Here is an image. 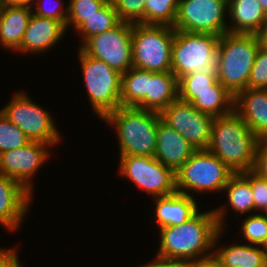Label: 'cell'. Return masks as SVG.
Returning <instances> with one entry per match:
<instances>
[{"mask_svg":"<svg viewBox=\"0 0 267 267\" xmlns=\"http://www.w3.org/2000/svg\"><path fill=\"white\" fill-rule=\"evenodd\" d=\"M66 27L55 19L43 18L32 13L17 52L41 53L52 49L59 42L64 34Z\"/></svg>","mask_w":267,"mask_h":267,"instance_id":"cell-16","label":"cell"},{"mask_svg":"<svg viewBox=\"0 0 267 267\" xmlns=\"http://www.w3.org/2000/svg\"><path fill=\"white\" fill-rule=\"evenodd\" d=\"M48 144L30 141L25 146L0 154V173L20 183L33 195L32 178L46 163L50 154Z\"/></svg>","mask_w":267,"mask_h":267,"instance_id":"cell-14","label":"cell"},{"mask_svg":"<svg viewBox=\"0 0 267 267\" xmlns=\"http://www.w3.org/2000/svg\"><path fill=\"white\" fill-rule=\"evenodd\" d=\"M234 111L258 138H267V89L247 88L234 100Z\"/></svg>","mask_w":267,"mask_h":267,"instance_id":"cell-18","label":"cell"},{"mask_svg":"<svg viewBox=\"0 0 267 267\" xmlns=\"http://www.w3.org/2000/svg\"><path fill=\"white\" fill-rule=\"evenodd\" d=\"M248 88L267 89V46L262 44L255 57L248 80Z\"/></svg>","mask_w":267,"mask_h":267,"instance_id":"cell-34","label":"cell"},{"mask_svg":"<svg viewBox=\"0 0 267 267\" xmlns=\"http://www.w3.org/2000/svg\"><path fill=\"white\" fill-rule=\"evenodd\" d=\"M261 7L264 9V11L267 13V0H258Z\"/></svg>","mask_w":267,"mask_h":267,"instance_id":"cell-43","label":"cell"},{"mask_svg":"<svg viewBox=\"0 0 267 267\" xmlns=\"http://www.w3.org/2000/svg\"><path fill=\"white\" fill-rule=\"evenodd\" d=\"M253 171L267 180V138L258 140Z\"/></svg>","mask_w":267,"mask_h":267,"instance_id":"cell-37","label":"cell"},{"mask_svg":"<svg viewBox=\"0 0 267 267\" xmlns=\"http://www.w3.org/2000/svg\"><path fill=\"white\" fill-rule=\"evenodd\" d=\"M217 81L216 71L194 72L182 76L178 80V99L192 103L198 94L214 91V84Z\"/></svg>","mask_w":267,"mask_h":267,"instance_id":"cell-27","label":"cell"},{"mask_svg":"<svg viewBox=\"0 0 267 267\" xmlns=\"http://www.w3.org/2000/svg\"><path fill=\"white\" fill-rule=\"evenodd\" d=\"M250 185L254 199V210L267 213V180L250 170Z\"/></svg>","mask_w":267,"mask_h":267,"instance_id":"cell-36","label":"cell"},{"mask_svg":"<svg viewBox=\"0 0 267 267\" xmlns=\"http://www.w3.org/2000/svg\"><path fill=\"white\" fill-rule=\"evenodd\" d=\"M160 119L155 111L120 106L102 120L116 130L119 156L154 157Z\"/></svg>","mask_w":267,"mask_h":267,"instance_id":"cell-4","label":"cell"},{"mask_svg":"<svg viewBox=\"0 0 267 267\" xmlns=\"http://www.w3.org/2000/svg\"><path fill=\"white\" fill-rule=\"evenodd\" d=\"M159 114L161 120L181 134L195 150H208L213 116L180 99L170 103Z\"/></svg>","mask_w":267,"mask_h":267,"instance_id":"cell-13","label":"cell"},{"mask_svg":"<svg viewBox=\"0 0 267 267\" xmlns=\"http://www.w3.org/2000/svg\"><path fill=\"white\" fill-rule=\"evenodd\" d=\"M258 138L235 112L214 117L208 150L233 173L253 170Z\"/></svg>","mask_w":267,"mask_h":267,"instance_id":"cell-2","label":"cell"},{"mask_svg":"<svg viewBox=\"0 0 267 267\" xmlns=\"http://www.w3.org/2000/svg\"><path fill=\"white\" fill-rule=\"evenodd\" d=\"M195 151L181 134L159 120L154 157L160 163L176 172Z\"/></svg>","mask_w":267,"mask_h":267,"instance_id":"cell-17","label":"cell"},{"mask_svg":"<svg viewBox=\"0 0 267 267\" xmlns=\"http://www.w3.org/2000/svg\"><path fill=\"white\" fill-rule=\"evenodd\" d=\"M229 33L262 35L267 26V13L258 0H228Z\"/></svg>","mask_w":267,"mask_h":267,"instance_id":"cell-20","label":"cell"},{"mask_svg":"<svg viewBox=\"0 0 267 267\" xmlns=\"http://www.w3.org/2000/svg\"><path fill=\"white\" fill-rule=\"evenodd\" d=\"M123 22L144 24L146 0H110Z\"/></svg>","mask_w":267,"mask_h":267,"instance_id":"cell-33","label":"cell"},{"mask_svg":"<svg viewBox=\"0 0 267 267\" xmlns=\"http://www.w3.org/2000/svg\"><path fill=\"white\" fill-rule=\"evenodd\" d=\"M56 1L58 4L56 3ZM56 1V4H54V0H44V2L43 0H34L33 3H35L32 4V6H35L36 11H32V13L39 17L51 18L60 21L66 27L68 6L64 7L62 6L63 4L59 0Z\"/></svg>","mask_w":267,"mask_h":267,"instance_id":"cell-35","label":"cell"},{"mask_svg":"<svg viewBox=\"0 0 267 267\" xmlns=\"http://www.w3.org/2000/svg\"><path fill=\"white\" fill-rule=\"evenodd\" d=\"M15 248H0V267H21Z\"/></svg>","mask_w":267,"mask_h":267,"instance_id":"cell-38","label":"cell"},{"mask_svg":"<svg viewBox=\"0 0 267 267\" xmlns=\"http://www.w3.org/2000/svg\"><path fill=\"white\" fill-rule=\"evenodd\" d=\"M119 173L128 178L153 198L175 193V172L160 163L155 157L119 156Z\"/></svg>","mask_w":267,"mask_h":267,"instance_id":"cell-11","label":"cell"},{"mask_svg":"<svg viewBox=\"0 0 267 267\" xmlns=\"http://www.w3.org/2000/svg\"><path fill=\"white\" fill-rule=\"evenodd\" d=\"M223 192L227 195L228 205L233 212L245 214L254 212V199L250 185V171L234 173Z\"/></svg>","mask_w":267,"mask_h":267,"instance_id":"cell-25","label":"cell"},{"mask_svg":"<svg viewBox=\"0 0 267 267\" xmlns=\"http://www.w3.org/2000/svg\"><path fill=\"white\" fill-rule=\"evenodd\" d=\"M34 0H0V5H18L32 7Z\"/></svg>","mask_w":267,"mask_h":267,"instance_id":"cell-41","label":"cell"},{"mask_svg":"<svg viewBox=\"0 0 267 267\" xmlns=\"http://www.w3.org/2000/svg\"><path fill=\"white\" fill-rule=\"evenodd\" d=\"M33 199L20 183L0 173V224L16 231L23 222Z\"/></svg>","mask_w":267,"mask_h":267,"instance_id":"cell-15","label":"cell"},{"mask_svg":"<svg viewBox=\"0 0 267 267\" xmlns=\"http://www.w3.org/2000/svg\"><path fill=\"white\" fill-rule=\"evenodd\" d=\"M148 92V71L132 67L122 74L120 103L124 107L145 110V95Z\"/></svg>","mask_w":267,"mask_h":267,"instance_id":"cell-24","label":"cell"},{"mask_svg":"<svg viewBox=\"0 0 267 267\" xmlns=\"http://www.w3.org/2000/svg\"><path fill=\"white\" fill-rule=\"evenodd\" d=\"M139 267H185V264L184 261L164 259L155 255V258H152V261Z\"/></svg>","mask_w":267,"mask_h":267,"instance_id":"cell-40","label":"cell"},{"mask_svg":"<svg viewBox=\"0 0 267 267\" xmlns=\"http://www.w3.org/2000/svg\"><path fill=\"white\" fill-rule=\"evenodd\" d=\"M226 12L228 0H180L173 28L221 36L228 32Z\"/></svg>","mask_w":267,"mask_h":267,"instance_id":"cell-10","label":"cell"},{"mask_svg":"<svg viewBox=\"0 0 267 267\" xmlns=\"http://www.w3.org/2000/svg\"><path fill=\"white\" fill-rule=\"evenodd\" d=\"M258 34L225 33L217 48V79L234 96L248 88V80L259 47Z\"/></svg>","mask_w":267,"mask_h":267,"instance_id":"cell-3","label":"cell"},{"mask_svg":"<svg viewBox=\"0 0 267 267\" xmlns=\"http://www.w3.org/2000/svg\"><path fill=\"white\" fill-rule=\"evenodd\" d=\"M0 111L21 129L30 141L42 142L52 147L61 141L50 112L32 101L25 91L15 92L12 100Z\"/></svg>","mask_w":267,"mask_h":267,"instance_id":"cell-9","label":"cell"},{"mask_svg":"<svg viewBox=\"0 0 267 267\" xmlns=\"http://www.w3.org/2000/svg\"><path fill=\"white\" fill-rule=\"evenodd\" d=\"M261 36H262L263 44L267 46V26L265 27V30Z\"/></svg>","mask_w":267,"mask_h":267,"instance_id":"cell-42","label":"cell"},{"mask_svg":"<svg viewBox=\"0 0 267 267\" xmlns=\"http://www.w3.org/2000/svg\"><path fill=\"white\" fill-rule=\"evenodd\" d=\"M30 140L25 133L0 111V154L25 146Z\"/></svg>","mask_w":267,"mask_h":267,"instance_id":"cell-31","label":"cell"},{"mask_svg":"<svg viewBox=\"0 0 267 267\" xmlns=\"http://www.w3.org/2000/svg\"><path fill=\"white\" fill-rule=\"evenodd\" d=\"M220 36L175 30L171 71L179 80L194 72L216 71Z\"/></svg>","mask_w":267,"mask_h":267,"instance_id":"cell-5","label":"cell"},{"mask_svg":"<svg viewBox=\"0 0 267 267\" xmlns=\"http://www.w3.org/2000/svg\"><path fill=\"white\" fill-rule=\"evenodd\" d=\"M155 201L154 217L158 228L178 226L193 217L198 211L193 196L175 192L170 195L153 198Z\"/></svg>","mask_w":267,"mask_h":267,"instance_id":"cell-19","label":"cell"},{"mask_svg":"<svg viewBox=\"0 0 267 267\" xmlns=\"http://www.w3.org/2000/svg\"><path fill=\"white\" fill-rule=\"evenodd\" d=\"M179 1L180 0H146L144 24L173 27Z\"/></svg>","mask_w":267,"mask_h":267,"instance_id":"cell-29","label":"cell"},{"mask_svg":"<svg viewBox=\"0 0 267 267\" xmlns=\"http://www.w3.org/2000/svg\"><path fill=\"white\" fill-rule=\"evenodd\" d=\"M242 237L250 245L261 246L267 237L266 213L250 214L241 225Z\"/></svg>","mask_w":267,"mask_h":267,"instance_id":"cell-32","label":"cell"},{"mask_svg":"<svg viewBox=\"0 0 267 267\" xmlns=\"http://www.w3.org/2000/svg\"><path fill=\"white\" fill-rule=\"evenodd\" d=\"M234 173L209 150H196L175 172L179 193L221 192Z\"/></svg>","mask_w":267,"mask_h":267,"instance_id":"cell-7","label":"cell"},{"mask_svg":"<svg viewBox=\"0 0 267 267\" xmlns=\"http://www.w3.org/2000/svg\"><path fill=\"white\" fill-rule=\"evenodd\" d=\"M224 208L222 205L213 210L198 211L181 225L160 228V244L156 256L188 261L213 254L215 237L225 227Z\"/></svg>","mask_w":267,"mask_h":267,"instance_id":"cell-1","label":"cell"},{"mask_svg":"<svg viewBox=\"0 0 267 267\" xmlns=\"http://www.w3.org/2000/svg\"><path fill=\"white\" fill-rule=\"evenodd\" d=\"M110 0H69L66 30L73 26L76 30L87 17L95 14Z\"/></svg>","mask_w":267,"mask_h":267,"instance_id":"cell-30","label":"cell"},{"mask_svg":"<svg viewBox=\"0 0 267 267\" xmlns=\"http://www.w3.org/2000/svg\"><path fill=\"white\" fill-rule=\"evenodd\" d=\"M132 27L133 23L121 21L112 29L92 36L80 48L123 74L133 67Z\"/></svg>","mask_w":267,"mask_h":267,"instance_id":"cell-12","label":"cell"},{"mask_svg":"<svg viewBox=\"0 0 267 267\" xmlns=\"http://www.w3.org/2000/svg\"><path fill=\"white\" fill-rule=\"evenodd\" d=\"M185 267H222L214 254L184 261Z\"/></svg>","mask_w":267,"mask_h":267,"instance_id":"cell-39","label":"cell"},{"mask_svg":"<svg viewBox=\"0 0 267 267\" xmlns=\"http://www.w3.org/2000/svg\"><path fill=\"white\" fill-rule=\"evenodd\" d=\"M32 7L0 5V44L3 48L16 50L23 39Z\"/></svg>","mask_w":267,"mask_h":267,"instance_id":"cell-21","label":"cell"},{"mask_svg":"<svg viewBox=\"0 0 267 267\" xmlns=\"http://www.w3.org/2000/svg\"><path fill=\"white\" fill-rule=\"evenodd\" d=\"M220 229L215 237L213 254L222 267H267V257L261 246L245 243L231 244L225 247H215L219 242V237L224 232Z\"/></svg>","mask_w":267,"mask_h":267,"instance_id":"cell-22","label":"cell"},{"mask_svg":"<svg viewBox=\"0 0 267 267\" xmlns=\"http://www.w3.org/2000/svg\"><path fill=\"white\" fill-rule=\"evenodd\" d=\"M177 99L178 79L172 71H148V92L145 95V110L160 113Z\"/></svg>","mask_w":267,"mask_h":267,"instance_id":"cell-23","label":"cell"},{"mask_svg":"<svg viewBox=\"0 0 267 267\" xmlns=\"http://www.w3.org/2000/svg\"><path fill=\"white\" fill-rule=\"evenodd\" d=\"M121 20L111 1L96 11L75 30L82 37V45L92 36L117 26Z\"/></svg>","mask_w":267,"mask_h":267,"instance_id":"cell-28","label":"cell"},{"mask_svg":"<svg viewBox=\"0 0 267 267\" xmlns=\"http://www.w3.org/2000/svg\"><path fill=\"white\" fill-rule=\"evenodd\" d=\"M235 96L219 81L214 84V91H205L191 103L200 112L213 117L224 116L234 111Z\"/></svg>","mask_w":267,"mask_h":267,"instance_id":"cell-26","label":"cell"},{"mask_svg":"<svg viewBox=\"0 0 267 267\" xmlns=\"http://www.w3.org/2000/svg\"><path fill=\"white\" fill-rule=\"evenodd\" d=\"M175 29L166 25L134 23L132 27L133 67L152 72L171 71Z\"/></svg>","mask_w":267,"mask_h":267,"instance_id":"cell-8","label":"cell"},{"mask_svg":"<svg viewBox=\"0 0 267 267\" xmlns=\"http://www.w3.org/2000/svg\"><path fill=\"white\" fill-rule=\"evenodd\" d=\"M78 58L91 107L103 119L121 106L122 74L104 61L88 56L80 47Z\"/></svg>","mask_w":267,"mask_h":267,"instance_id":"cell-6","label":"cell"},{"mask_svg":"<svg viewBox=\"0 0 267 267\" xmlns=\"http://www.w3.org/2000/svg\"><path fill=\"white\" fill-rule=\"evenodd\" d=\"M261 248L267 257V237H266L265 241L263 242V244L261 245Z\"/></svg>","mask_w":267,"mask_h":267,"instance_id":"cell-44","label":"cell"}]
</instances>
